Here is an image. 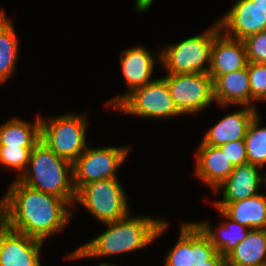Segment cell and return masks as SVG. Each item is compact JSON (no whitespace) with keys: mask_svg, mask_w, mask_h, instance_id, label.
<instances>
[{"mask_svg":"<svg viewBox=\"0 0 266 266\" xmlns=\"http://www.w3.org/2000/svg\"><path fill=\"white\" fill-rule=\"evenodd\" d=\"M69 206L65 199L16 179L0 200V221L16 232L44 242L69 223L73 214Z\"/></svg>","mask_w":266,"mask_h":266,"instance_id":"obj_1","label":"cell"},{"mask_svg":"<svg viewBox=\"0 0 266 266\" xmlns=\"http://www.w3.org/2000/svg\"><path fill=\"white\" fill-rule=\"evenodd\" d=\"M126 217L105 223L107 230L81 245L67 259L102 257L136 251L155 241L166 229L167 221L149 216Z\"/></svg>","mask_w":266,"mask_h":266,"instance_id":"obj_2","label":"cell"},{"mask_svg":"<svg viewBox=\"0 0 266 266\" xmlns=\"http://www.w3.org/2000/svg\"><path fill=\"white\" fill-rule=\"evenodd\" d=\"M18 180L36 190L65 199L75 204L73 163L59 157L39 141L31 151L25 172Z\"/></svg>","mask_w":266,"mask_h":266,"instance_id":"obj_3","label":"cell"},{"mask_svg":"<svg viewBox=\"0 0 266 266\" xmlns=\"http://www.w3.org/2000/svg\"><path fill=\"white\" fill-rule=\"evenodd\" d=\"M218 21L200 35L165 46L157 57L167 74L208 73L214 37L220 32ZM209 65L206 67L205 64Z\"/></svg>","mask_w":266,"mask_h":266,"instance_id":"obj_4","label":"cell"},{"mask_svg":"<svg viewBox=\"0 0 266 266\" xmlns=\"http://www.w3.org/2000/svg\"><path fill=\"white\" fill-rule=\"evenodd\" d=\"M119 112L143 118H170L183 115L175 106L164 78L119 95L106 104Z\"/></svg>","mask_w":266,"mask_h":266,"instance_id":"obj_5","label":"cell"},{"mask_svg":"<svg viewBox=\"0 0 266 266\" xmlns=\"http://www.w3.org/2000/svg\"><path fill=\"white\" fill-rule=\"evenodd\" d=\"M49 118L40 117V141L59 157L73 163L88 146L85 139L87 118L69 113Z\"/></svg>","mask_w":266,"mask_h":266,"instance_id":"obj_6","label":"cell"},{"mask_svg":"<svg viewBox=\"0 0 266 266\" xmlns=\"http://www.w3.org/2000/svg\"><path fill=\"white\" fill-rule=\"evenodd\" d=\"M76 202L103 224L118 221L130 214L127 196L118 178L83 185L76 192Z\"/></svg>","mask_w":266,"mask_h":266,"instance_id":"obj_7","label":"cell"},{"mask_svg":"<svg viewBox=\"0 0 266 266\" xmlns=\"http://www.w3.org/2000/svg\"><path fill=\"white\" fill-rule=\"evenodd\" d=\"M163 78L182 114L199 113L215 101L213 79L208 73L167 74Z\"/></svg>","mask_w":266,"mask_h":266,"instance_id":"obj_8","label":"cell"},{"mask_svg":"<svg viewBox=\"0 0 266 266\" xmlns=\"http://www.w3.org/2000/svg\"><path fill=\"white\" fill-rule=\"evenodd\" d=\"M129 148L102 147L84 152L73 162V182L76 192L88 183L117 178L116 170L128 157Z\"/></svg>","mask_w":266,"mask_h":266,"instance_id":"obj_9","label":"cell"},{"mask_svg":"<svg viewBox=\"0 0 266 266\" xmlns=\"http://www.w3.org/2000/svg\"><path fill=\"white\" fill-rule=\"evenodd\" d=\"M218 253L196 222H183L177 243L165 257V266H197Z\"/></svg>","mask_w":266,"mask_h":266,"instance_id":"obj_10","label":"cell"},{"mask_svg":"<svg viewBox=\"0 0 266 266\" xmlns=\"http://www.w3.org/2000/svg\"><path fill=\"white\" fill-rule=\"evenodd\" d=\"M43 243L8 228L0 221V266H41Z\"/></svg>","mask_w":266,"mask_h":266,"instance_id":"obj_11","label":"cell"},{"mask_svg":"<svg viewBox=\"0 0 266 266\" xmlns=\"http://www.w3.org/2000/svg\"><path fill=\"white\" fill-rule=\"evenodd\" d=\"M222 17L218 19L220 30L235 39L266 30V13L252 0H237Z\"/></svg>","mask_w":266,"mask_h":266,"instance_id":"obj_12","label":"cell"},{"mask_svg":"<svg viewBox=\"0 0 266 266\" xmlns=\"http://www.w3.org/2000/svg\"><path fill=\"white\" fill-rule=\"evenodd\" d=\"M247 64L243 40L229 37L221 30L213 40L209 76L214 81L218 76L246 68Z\"/></svg>","mask_w":266,"mask_h":266,"instance_id":"obj_13","label":"cell"},{"mask_svg":"<svg viewBox=\"0 0 266 266\" xmlns=\"http://www.w3.org/2000/svg\"><path fill=\"white\" fill-rule=\"evenodd\" d=\"M261 168L254 164L235 166L229 177L219 185L214 193L222 190L223 198L214 203L216 209H223L227 204L247 199L258 194L262 185Z\"/></svg>","mask_w":266,"mask_h":266,"instance_id":"obj_14","label":"cell"},{"mask_svg":"<svg viewBox=\"0 0 266 266\" xmlns=\"http://www.w3.org/2000/svg\"><path fill=\"white\" fill-rule=\"evenodd\" d=\"M197 148L196 176L215 191L229 177L234 166L218 146L201 142Z\"/></svg>","mask_w":266,"mask_h":266,"instance_id":"obj_15","label":"cell"},{"mask_svg":"<svg viewBox=\"0 0 266 266\" xmlns=\"http://www.w3.org/2000/svg\"><path fill=\"white\" fill-rule=\"evenodd\" d=\"M257 113L256 108L245 106L242 110L223 116L207 131L201 142L219 147L232 141L243 140L251 120Z\"/></svg>","mask_w":266,"mask_h":266,"instance_id":"obj_16","label":"cell"},{"mask_svg":"<svg viewBox=\"0 0 266 266\" xmlns=\"http://www.w3.org/2000/svg\"><path fill=\"white\" fill-rule=\"evenodd\" d=\"M214 100L222 107L238 104L251 107V87L247 67L218 76L213 81Z\"/></svg>","mask_w":266,"mask_h":266,"instance_id":"obj_17","label":"cell"},{"mask_svg":"<svg viewBox=\"0 0 266 266\" xmlns=\"http://www.w3.org/2000/svg\"><path fill=\"white\" fill-rule=\"evenodd\" d=\"M120 64L129 92L149 84L154 79L155 58L142 46L125 49L120 54Z\"/></svg>","mask_w":266,"mask_h":266,"instance_id":"obj_18","label":"cell"},{"mask_svg":"<svg viewBox=\"0 0 266 266\" xmlns=\"http://www.w3.org/2000/svg\"><path fill=\"white\" fill-rule=\"evenodd\" d=\"M226 266H266V229H251L226 256Z\"/></svg>","mask_w":266,"mask_h":266,"instance_id":"obj_19","label":"cell"},{"mask_svg":"<svg viewBox=\"0 0 266 266\" xmlns=\"http://www.w3.org/2000/svg\"><path fill=\"white\" fill-rule=\"evenodd\" d=\"M222 211L248 229H266V196L263 194L229 203Z\"/></svg>","mask_w":266,"mask_h":266,"instance_id":"obj_20","label":"cell"},{"mask_svg":"<svg viewBox=\"0 0 266 266\" xmlns=\"http://www.w3.org/2000/svg\"><path fill=\"white\" fill-rule=\"evenodd\" d=\"M220 214L226 220L218 226V230L213 231L208 221L197 222L196 224L203 230L209 237L212 245L217 249L221 256L226 257L232 252L238 243L242 242L251 229L237 223L230 219L221 209H218ZM229 219V220H228Z\"/></svg>","mask_w":266,"mask_h":266,"instance_id":"obj_21","label":"cell"},{"mask_svg":"<svg viewBox=\"0 0 266 266\" xmlns=\"http://www.w3.org/2000/svg\"><path fill=\"white\" fill-rule=\"evenodd\" d=\"M40 117L37 115L33 124L10 118L0 126V146L34 148L40 141Z\"/></svg>","mask_w":266,"mask_h":266,"instance_id":"obj_22","label":"cell"},{"mask_svg":"<svg viewBox=\"0 0 266 266\" xmlns=\"http://www.w3.org/2000/svg\"><path fill=\"white\" fill-rule=\"evenodd\" d=\"M13 23L0 12V84L5 82L15 71L19 48Z\"/></svg>","mask_w":266,"mask_h":266,"instance_id":"obj_23","label":"cell"},{"mask_svg":"<svg viewBox=\"0 0 266 266\" xmlns=\"http://www.w3.org/2000/svg\"><path fill=\"white\" fill-rule=\"evenodd\" d=\"M260 120L257 113L247 128L244 141L248 163L263 169L266 165V126L259 127Z\"/></svg>","mask_w":266,"mask_h":266,"instance_id":"obj_24","label":"cell"},{"mask_svg":"<svg viewBox=\"0 0 266 266\" xmlns=\"http://www.w3.org/2000/svg\"><path fill=\"white\" fill-rule=\"evenodd\" d=\"M33 148L0 146V164L17 170V179L25 172Z\"/></svg>","mask_w":266,"mask_h":266,"instance_id":"obj_25","label":"cell"},{"mask_svg":"<svg viewBox=\"0 0 266 266\" xmlns=\"http://www.w3.org/2000/svg\"><path fill=\"white\" fill-rule=\"evenodd\" d=\"M247 70L251 87V107L255 108L252 101H266V63L248 62Z\"/></svg>","mask_w":266,"mask_h":266,"instance_id":"obj_26","label":"cell"},{"mask_svg":"<svg viewBox=\"0 0 266 266\" xmlns=\"http://www.w3.org/2000/svg\"><path fill=\"white\" fill-rule=\"evenodd\" d=\"M248 62L266 63V30L243 39Z\"/></svg>","mask_w":266,"mask_h":266,"instance_id":"obj_27","label":"cell"},{"mask_svg":"<svg viewBox=\"0 0 266 266\" xmlns=\"http://www.w3.org/2000/svg\"><path fill=\"white\" fill-rule=\"evenodd\" d=\"M219 147L234 167L248 163L244 139L232 141Z\"/></svg>","mask_w":266,"mask_h":266,"instance_id":"obj_28","label":"cell"},{"mask_svg":"<svg viewBox=\"0 0 266 266\" xmlns=\"http://www.w3.org/2000/svg\"><path fill=\"white\" fill-rule=\"evenodd\" d=\"M197 266H226V257L217 253L211 260L198 264Z\"/></svg>","mask_w":266,"mask_h":266,"instance_id":"obj_29","label":"cell"},{"mask_svg":"<svg viewBox=\"0 0 266 266\" xmlns=\"http://www.w3.org/2000/svg\"><path fill=\"white\" fill-rule=\"evenodd\" d=\"M252 1L255 2L266 13V0H252Z\"/></svg>","mask_w":266,"mask_h":266,"instance_id":"obj_30","label":"cell"},{"mask_svg":"<svg viewBox=\"0 0 266 266\" xmlns=\"http://www.w3.org/2000/svg\"><path fill=\"white\" fill-rule=\"evenodd\" d=\"M262 184H264L266 188V173H264V175L262 174Z\"/></svg>","mask_w":266,"mask_h":266,"instance_id":"obj_31","label":"cell"},{"mask_svg":"<svg viewBox=\"0 0 266 266\" xmlns=\"http://www.w3.org/2000/svg\"><path fill=\"white\" fill-rule=\"evenodd\" d=\"M98 266H117L116 264H107V263H100Z\"/></svg>","mask_w":266,"mask_h":266,"instance_id":"obj_32","label":"cell"}]
</instances>
